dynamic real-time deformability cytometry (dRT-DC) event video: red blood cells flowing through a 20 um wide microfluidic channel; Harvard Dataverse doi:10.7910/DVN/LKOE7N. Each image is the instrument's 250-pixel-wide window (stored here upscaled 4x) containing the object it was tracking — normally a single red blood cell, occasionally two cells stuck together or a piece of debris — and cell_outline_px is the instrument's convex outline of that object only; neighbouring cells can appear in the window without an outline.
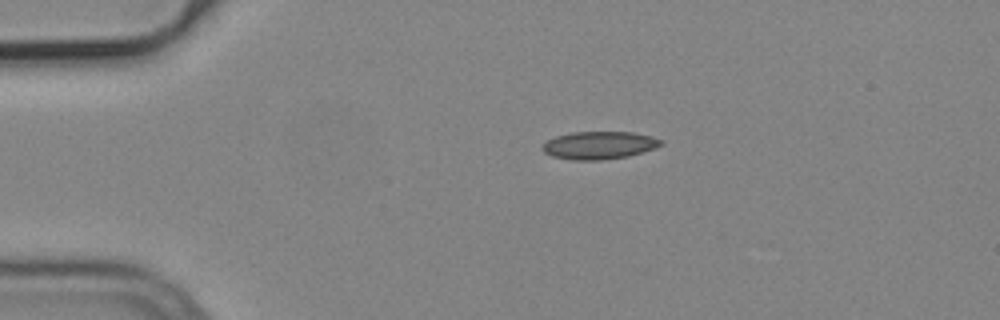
{"species": "common noctule bat (a hibernating species)", "species_latin": "Nyctalus noctula", "temperature_condition": "cold", "stored_images_in_passage": 4, "camera_frame_rate_fps": 3000, "um_per_image_px": 0.085, "animal": {"sex": "male", "body_mass_g": 19.2, "forearm_length_mm": 51.8}, "frame": {"image": 1, "passage_image": 1, "time_ms": 0.0, "image_size_px": [1000, 320], "cell_outline_px": [[664, 144], [656, 148], [628, 156], [604, 160], [572, 160], [552, 156], [544, 152], [544, 144], [548, 140], [556, 136], [572, 132], [632, 132], [652, 136], [664, 140]], "centroid_in_image_um": [50.99, 12.35], "position_along_channel_um": 34.0, "area_um2": 19.19}}
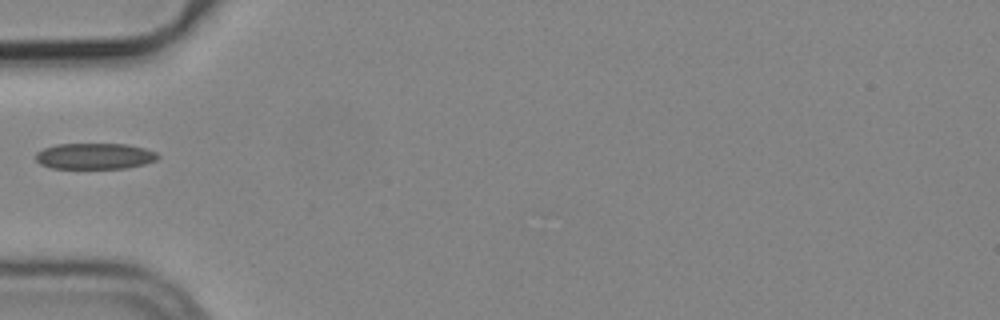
{"frame": {"image": 2, "passage_image": 3, "time_ms": 0.667, "image_size_px": [1000, 320], "cell_outline_px": [[160, 156], [156, 160], [144, 164], [128, 168], [52, 168], [40, 164], [36, 160], [36, 152], [44, 148], [56, 144], [128, 144], [144, 148], [156, 152]], "centroid_in_image_um": [8.06, 13.27], "position_along_channel_um": 76.9, "area_um2": 18.55}}
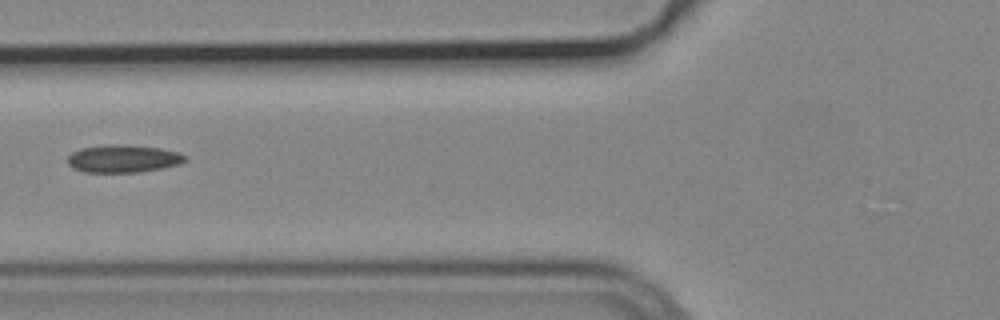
{"frame": {"image": 3, "passage_image": 4, "time_ms": 1.0, "image_size_px": [1000, 320], "cell_outline_px": [[188, 160], [180, 164], [140, 172], [84, 172], [72, 168], [68, 164], [68, 156], [72, 152], [80, 148], [108, 144], [124, 144], [160, 148], [176, 152], [188, 156]], "centroid_in_image_um": [10.46, 13.48], "position_along_channel_um": 115.3, "area_um2": 19.07}}